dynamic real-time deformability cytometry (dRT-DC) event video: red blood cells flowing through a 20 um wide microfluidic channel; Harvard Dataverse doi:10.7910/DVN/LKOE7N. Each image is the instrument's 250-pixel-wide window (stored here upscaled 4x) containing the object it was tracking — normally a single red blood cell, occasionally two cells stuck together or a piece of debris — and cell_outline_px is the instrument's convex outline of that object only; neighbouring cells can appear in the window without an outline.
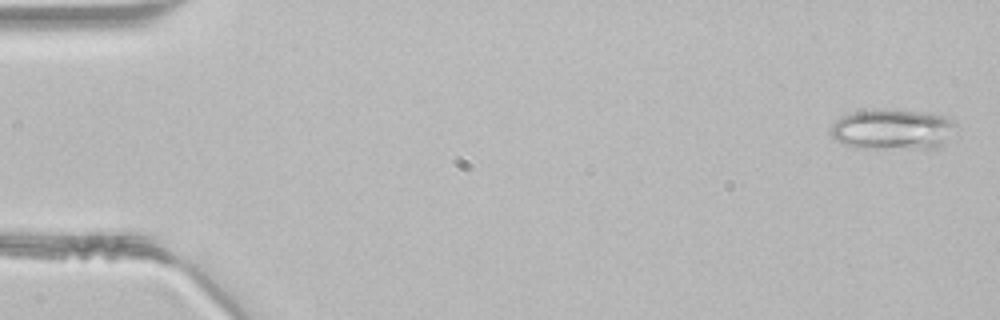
{"species": "common noctule bat (a hibernating species)", "species_latin": "Nyctalus noctula", "temperature_condition": "room temperature", "stored_images_in_passage": 44, "camera_frame_rate_fps": 3000, "um_per_image_px": 0.085, "animal": {"sex": "male", "body_mass_g": 21.5, "forearm_length_mm": 52.0}, "frame": {"image": 1, "passage_image": 2, "time_ms": 0.333, "image_size_px": [1000, 320], "cell_outline_px": [[956, 124], [940, 148], [856, 148], [844, 144], [836, 140], [828, 132], [832, 124], [840, 116], [856, 112], [884, 108], [928, 112], [944, 116], [956, 120]], "centroid_in_image_um": [75.84, 10.98], "position_along_channel_um": 9.2, "area_um2": 29.82}}
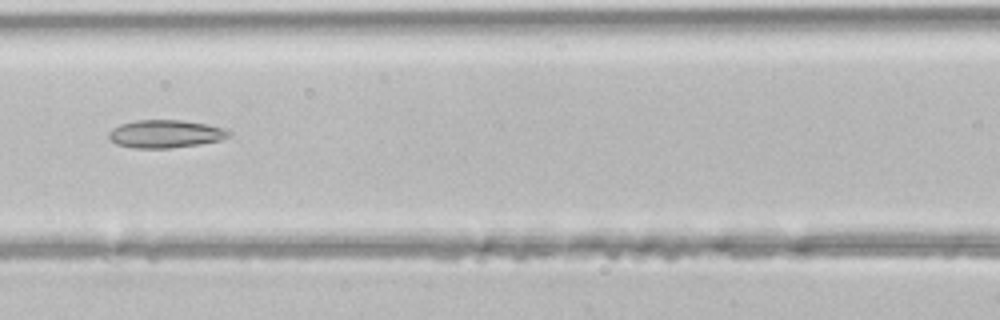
{"frame": {"image": 2, "passage_image": 21, "time_ms": 6.667, "image_size_px": [1000, 320], "cell_outline_px": [[232, 132], [228, 136], [220, 140], [200, 144], [168, 148], [132, 148], [116, 144], [108, 136], [108, 132], [112, 128], [120, 124], [136, 120], [180, 120], [204, 124], [220, 128]], "centroid_in_image_um": [14.0, 11.38], "position_along_channel_um": 152.6, "area_um2": 19.31}}
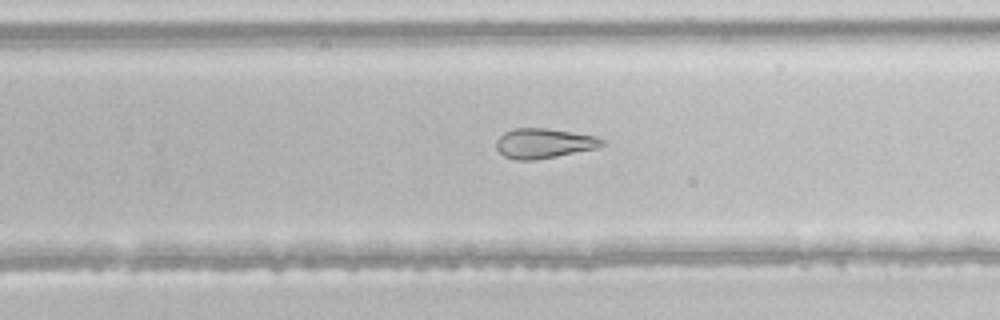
{"frame": {"image": 3, "passage_image": 30, "time_ms": 9.667, "image_size_px": [1000, 320], "cell_outline_px": [[604, 144], [596, 148], [556, 156], [532, 160], [516, 160], [504, 156], [496, 148], [496, 140], [504, 132], [516, 128], [544, 128], [596, 136], [604, 140]], "centroid_in_image_um": [46.2, 12.18], "position_along_channel_um": 283.6, "area_um2": 18.15}}